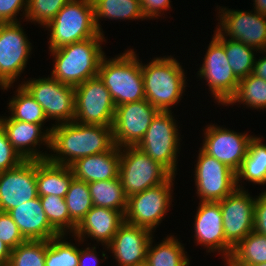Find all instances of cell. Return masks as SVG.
Masks as SVG:
<instances>
[{
	"instance_id": "1",
	"label": "cell",
	"mask_w": 266,
	"mask_h": 266,
	"mask_svg": "<svg viewBox=\"0 0 266 266\" xmlns=\"http://www.w3.org/2000/svg\"><path fill=\"white\" fill-rule=\"evenodd\" d=\"M51 130L48 160L70 166L76 160L109 151L115 144L112 126L68 122L54 125Z\"/></svg>"
},
{
	"instance_id": "2",
	"label": "cell",
	"mask_w": 266,
	"mask_h": 266,
	"mask_svg": "<svg viewBox=\"0 0 266 266\" xmlns=\"http://www.w3.org/2000/svg\"><path fill=\"white\" fill-rule=\"evenodd\" d=\"M141 70L145 99L158 111L171 112L187 86L181 64L171 55L156 57L146 64L141 61Z\"/></svg>"
},
{
	"instance_id": "3",
	"label": "cell",
	"mask_w": 266,
	"mask_h": 266,
	"mask_svg": "<svg viewBox=\"0 0 266 266\" xmlns=\"http://www.w3.org/2000/svg\"><path fill=\"white\" fill-rule=\"evenodd\" d=\"M105 37H92L84 41L49 50L53 56L51 76L73 87L97 77L99 65L105 53L102 42Z\"/></svg>"
},
{
	"instance_id": "4",
	"label": "cell",
	"mask_w": 266,
	"mask_h": 266,
	"mask_svg": "<svg viewBox=\"0 0 266 266\" xmlns=\"http://www.w3.org/2000/svg\"><path fill=\"white\" fill-rule=\"evenodd\" d=\"M134 49L114 58H102L98 77L108 89L115 106L145 99L141 61Z\"/></svg>"
},
{
	"instance_id": "5",
	"label": "cell",
	"mask_w": 266,
	"mask_h": 266,
	"mask_svg": "<svg viewBox=\"0 0 266 266\" xmlns=\"http://www.w3.org/2000/svg\"><path fill=\"white\" fill-rule=\"evenodd\" d=\"M44 28L50 31L49 50L104 37L95 26L92 0H70Z\"/></svg>"
},
{
	"instance_id": "6",
	"label": "cell",
	"mask_w": 266,
	"mask_h": 266,
	"mask_svg": "<svg viewBox=\"0 0 266 266\" xmlns=\"http://www.w3.org/2000/svg\"><path fill=\"white\" fill-rule=\"evenodd\" d=\"M172 175L137 146L120 148L119 178L127 197L166 182Z\"/></svg>"
},
{
	"instance_id": "7",
	"label": "cell",
	"mask_w": 266,
	"mask_h": 266,
	"mask_svg": "<svg viewBox=\"0 0 266 266\" xmlns=\"http://www.w3.org/2000/svg\"><path fill=\"white\" fill-rule=\"evenodd\" d=\"M172 113L159 111L137 147L176 175L181 134Z\"/></svg>"
},
{
	"instance_id": "8",
	"label": "cell",
	"mask_w": 266,
	"mask_h": 266,
	"mask_svg": "<svg viewBox=\"0 0 266 266\" xmlns=\"http://www.w3.org/2000/svg\"><path fill=\"white\" fill-rule=\"evenodd\" d=\"M175 177L176 175H172L166 182L128 197L125 222L155 232L153 230L161 224L172 205Z\"/></svg>"
},
{
	"instance_id": "9",
	"label": "cell",
	"mask_w": 266,
	"mask_h": 266,
	"mask_svg": "<svg viewBox=\"0 0 266 266\" xmlns=\"http://www.w3.org/2000/svg\"><path fill=\"white\" fill-rule=\"evenodd\" d=\"M214 32L197 76L206 81L214 100L224 106L235 95L239 79L229 65L224 38L216 30Z\"/></svg>"
},
{
	"instance_id": "10",
	"label": "cell",
	"mask_w": 266,
	"mask_h": 266,
	"mask_svg": "<svg viewBox=\"0 0 266 266\" xmlns=\"http://www.w3.org/2000/svg\"><path fill=\"white\" fill-rule=\"evenodd\" d=\"M23 82L21 85L41 105L48 120L49 118L56 120L55 125L74 121L75 88L73 86L63 84L49 75Z\"/></svg>"
},
{
	"instance_id": "11",
	"label": "cell",
	"mask_w": 266,
	"mask_h": 266,
	"mask_svg": "<svg viewBox=\"0 0 266 266\" xmlns=\"http://www.w3.org/2000/svg\"><path fill=\"white\" fill-rule=\"evenodd\" d=\"M31 51L32 45L20 22L0 23L1 89H10L19 79L31 57Z\"/></svg>"
},
{
	"instance_id": "12",
	"label": "cell",
	"mask_w": 266,
	"mask_h": 266,
	"mask_svg": "<svg viewBox=\"0 0 266 266\" xmlns=\"http://www.w3.org/2000/svg\"><path fill=\"white\" fill-rule=\"evenodd\" d=\"M75 88V122L89 125L112 126L115 103L97 76Z\"/></svg>"
},
{
	"instance_id": "13",
	"label": "cell",
	"mask_w": 266,
	"mask_h": 266,
	"mask_svg": "<svg viewBox=\"0 0 266 266\" xmlns=\"http://www.w3.org/2000/svg\"><path fill=\"white\" fill-rule=\"evenodd\" d=\"M217 9H219L217 17L220 23L218 22L216 31L223 38L229 37L230 40L242 42L264 54L266 51V15L254 9L249 12L231 10L226 7L222 8V6Z\"/></svg>"
},
{
	"instance_id": "14",
	"label": "cell",
	"mask_w": 266,
	"mask_h": 266,
	"mask_svg": "<svg viewBox=\"0 0 266 266\" xmlns=\"http://www.w3.org/2000/svg\"><path fill=\"white\" fill-rule=\"evenodd\" d=\"M198 151L194 170L196 194L202 202H219L237 188L236 173L201 148Z\"/></svg>"
},
{
	"instance_id": "15",
	"label": "cell",
	"mask_w": 266,
	"mask_h": 266,
	"mask_svg": "<svg viewBox=\"0 0 266 266\" xmlns=\"http://www.w3.org/2000/svg\"><path fill=\"white\" fill-rule=\"evenodd\" d=\"M159 111L146 99L116 107L112 125L114 144L137 146Z\"/></svg>"
},
{
	"instance_id": "16",
	"label": "cell",
	"mask_w": 266,
	"mask_h": 266,
	"mask_svg": "<svg viewBox=\"0 0 266 266\" xmlns=\"http://www.w3.org/2000/svg\"><path fill=\"white\" fill-rule=\"evenodd\" d=\"M203 131L204 141L201 149L237 173L253 136L215 124L207 125Z\"/></svg>"
},
{
	"instance_id": "17",
	"label": "cell",
	"mask_w": 266,
	"mask_h": 266,
	"mask_svg": "<svg viewBox=\"0 0 266 266\" xmlns=\"http://www.w3.org/2000/svg\"><path fill=\"white\" fill-rule=\"evenodd\" d=\"M255 202L248 190L238 188L219 201L224 236L232 248L253 231Z\"/></svg>"
},
{
	"instance_id": "18",
	"label": "cell",
	"mask_w": 266,
	"mask_h": 266,
	"mask_svg": "<svg viewBox=\"0 0 266 266\" xmlns=\"http://www.w3.org/2000/svg\"><path fill=\"white\" fill-rule=\"evenodd\" d=\"M38 197L36 160H24L19 166L0 172V212Z\"/></svg>"
},
{
	"instance_id": "19",
	"label": "cell",
	"mask_w": 266,
	"mask_h": 266,
	"mask_svg": "<svg viewBox=\"0 0 266 266\" xmlns=\"http://www.w3.org/2000/svg\"><path fill=\"white\" fill-rule=\"evenodd\" d=\"M0 126L5 131L10 144L24 160H45L47 153L38 150L37 145L50 149L51 128L44 130V124L13 120L10 116H0ZM43 130V132H42Z\"/></svg>"
},
{
	"instance_id": "20",
	"label": "cell",
	"mask_w": 266,
	"mask_h": 266,
	"mask_svg": "<svg viewBox=\"0 0 266 266\" xmlns=\"http://www.w3.org/2000/svg\"><path fill=\"white\" fill-rule=\"evenodd\" d=\"M198 205L193 224L197 245L205 246L208 253L218 252L223 259H228L233 248L224 236L220 203L200 201Z\"/></svg>"
},
{
	"instance_id": "21",
	"label": "cell",
	"mask_w": 266,
	"mask_h": 266,
	"mask_svg": "<svg viewBox=\"0 0 266 266\" xmlns=\"http://www.w3.org/2000/svg\"><path fill=\"white\" fill-rule=\"evenodd\" d=\"M152 234L150 229L124 222L106 249L114 255L117 266H142Z\"/></svg>"
},
{
	"instance_id": "22",
	"label": "cell",
	"mask_w": 266,
	"mask_h": 266,
	"mask_svg": "<svg viewBox=\"0 0 266 266\" xmlns=\"http://www.w3.org/2000/svg\"><path fill=\"white\" fill-rule=\"evenodd\" d=\"M125 222L124 214L115 209L93 206L77 225L71 236L83 243L85 238L96 240L108 247L119 227ZM77 238V239H76Z\"/></svg>"
},
{
	"instance_id": "23",
	"label": "cell",
	"mask_w": 266,
	"mask_h": 266,
	"mask_svg": "<svg viewBox=\"0 0 266 266\" xmlns=\"http://www.w3.org/2000/svg\"><path fill=\"white\" fill-rule=\"evenodd\" d=\"M8 214L25 240L48 241L60 234L50 225L39 196L11 209Z\"/></svg>"
},
{
	"instance_id": "24",
	"label": "cell",
	"mask_w": 266,
	"mask_h": 266,
	"mask_svg": "<svg viewBox=\"0 0 266 266\" xmlns=\"http://www.w3.org/2000/svg\"><path fill=\"white\" fill-rule=\"evenodd\" d=\"M120 148L76 160L70 165L74 178L91 183L119 178Z\"/></svg>"
},
{
	"instance_id": "25",
	"label": "cell",
	"mask_w": 266,
	"mask_h": 266,
	"mask_svg": "<svg viewBox=\"0 0 266 266\" xmlns=\"http://www.w3.org/2000/svg\"><path fill=\"white\" fill-rule=\"evenodd\" d=\"M74 178L70 166L55 164L48 159L36 160V183L38 196L64 197Z\"/></svg>"
},
{
	"instance_id": "26",
	"label": "cell",
	"mask_w": 266,
	"mask_h": 266,
	"mask_svg": "<svg viewBox=\"0 0 266 266\" xmlns=\"http://www.w3.org/2000/svg\"><path fill=\"white\" fill-rule=\"evenodd\" d=\"M253 184H266V144L262 143L261 137L253 138L249 142L246 157L243 159L239 171L236 173V187L245 189L241 180ZM241 181V182H240Z\"/></svg>"
},
{
	"instance_id": "27",
	"label": "cell",
	"mask_w": 266,
	"mask_h": 266,
	"mask_svg": "<svg viewBox=\"0 0 266 266\" xmlns=\"http://www.w3.org/2000/svg\"><path fill=\"white\" fill-rule=\"evenodd\" d=\"M151 238L147 249L146 266H189L190 259L183 244L173 235L153 245Z\"/></svg>"
},
{
	"instance_id": "28",
	"label": "cell",
	"mask_w": 266,
	"mask_h": 266,
	"mask_svg": "<svg viewBox=\"0 0 266 266\" xmlns=\"http://www.w3.org/2000/svg\"><path fill=\"white\" fill-rule=\"evenodd\" d=\"M96 29L103 34L100 20H144L140 0H92Z\"/></svg>"
},
{
	"instance_id": "29",
	"label": "cell",
	"mask_w": 266,
	"mask_h": 266,
	"mask_svg": "<svg viewBox=\"0 0 266 266\" xmlns=\"http://www.w3.org/2000/svg\"><path fill=\"white\" fill-rule=\"evenodd\" d=\"M93 206L115 209L125 214L128 197L120 178L87 183Z\"/></svg>"
},
{
	"instance_id": "30",
	"label": "cell",
	"mask_w": 266,
	"mask_h": 266,
	"mask_svg": "<svg viewBox=\"0 0 266 266\" xmlns=\"http://www.w3.org/2000/svg\"><path fill=\"white\" fill-rule=\"evenodd\" d=\"M228 259L238 266L266 263V235L252 231L233 248Z\"/></svg>"
},
{
	"instance_id": "31",
	"label": "cell",
	"mask_w": 266,
	"mask_h": 266,
	"mask_svg": "<svg viewBox=\"0 0 266 266\" xmlns=\"http://www.w3.org/2000/svg\"><path fill=\"white\" fill-rule=\"evenodd\" d=\"M14 93L15 96L8 103L9 114L13 120L35 124H44L48 121L41 105L21 84Z\"/></svg>"
},
{
	"instance_id": "32",
	"label": "cell",
	"mask_w": 266,
	"mask_h": 266,
	"mask_svg": "<svg viewBox=\"0 0 266 266\" xmlns=\"http://www.w3.org/2000/svg\"><path fill=\"white\" fill-rule=\"evenodd\" d=\"M235 103L245 104L250 109H266V81L253 73L240 79L235 95L225 106Z\"/></svg>"
},
{
	"instance_id": "33",
	"label": "cell",
	"mask_w": 266,
	"mask_h": 266,
	"mask_svg": "<svg viewBox=\"0 0 266 266\" xmlns=\"http://www.w3.org/2000/svg\"><path fill=\"white\" fill-rule=\"evenodd\" d=\"M224 50L234 75L240 80L253 73L255 51L257 50L242 42L224 38Z\"/></svg>"
},
{
	"instance_id": "34",
	"label": "cell",
	"mask_w": 266,
	"mask_h": 266,
	"mask_svg": "<svg viewBox=\"0 0 266 266\" xmlns=\"http://www.w3.org/2000/svg\"><path fill=\"white\" fill-rule=\"evenodd\" d=\"M39 198L50 225L60 235L73 234L77 225L70 219L65 198L54 195L39 196Z\"/></svg>"
},
{
	"instance_id": "35",
	"label": "cell",
	"mask_w": 266,
	"mask_h": 266,
	"mask_svg": "<svg viewBox=\"0 0 266 266\" xmlns=\"http://www.w3.org/2000/svg\"><path fill=\"white\" fill-rule=\"evenodd\" d=\"M70 219L78 225L93 207L88 184L73 178L65 195Z\"/></svg>"
},
{
	"instance_id": "36",
	"label": "cell",
	"mask_w": 266,
	"mask_h": 266,
	"mask_svg": "<svg viewBox=\"0 0 266 266\" xmlns=\"http://www.w3.org/2000/svg\"><path fill=\"white\" fill-rule=\"evenodd\" d=\"M65 234L48 240L45 266H78L80 249L65 240Z\"/></svg>"
},
{
	"instance_id": "37",
	"label": "cell",
	"mask_w": 266,
	"mask_h": 266,
	"mask_svg": "<svg viewBox=\"0 0 266 266\" xmlns=\"http://www.w3.org/2000/svg\"><path fill=\"white\" fill-rule=\"evenodd\" d=\"M48 241L26 240L11 250L7 266H45Z\"/></svg>"
},
{
	"instance_id": "38",
	"label": "cell",
	"mask_w": 266,
	"mask_h": 266,
	"mask_svg": "<svg viewBox=\"0 0 266 266\" xmlns=\"http://www.w3.org/2000/svg\"><path fill=\"white\" fill-rule=\"evenodd\" d=\"M69 1L70 0H28L25 19L31 23H38L44 28Z\"/></svg>"
},
{
	"instance_id": "39",
	"label": "cell",
	"mask_w": 266,
	"mask_h": 266,
	"mask_svg": "<svg viewBox=\"0 0 266 266\" xmlns=\"http://www.w3.org/2000/svg\"><path fill=\"white\" fill-rule=\"evenodd\" d=\"M0 240L11 250L26 241L12 217L6 212H0Z\"/></svg>"
},
{
	"instance_id": "40",
	"label": "cell",
	"mask_w": 266,
	"mask_h": 266,
	"mask_svg": "<svg viewBox=\"0 0 266 266\" xmlns=\"http://www.w3.org/2000/svg\"><path fill=\"white\" fill-rule=\"evenodd\" d=\"M24 159L10 144L5 131L0 126V172L19 166Z\"/></svg>"
},
{
	"instance_id": "41",
	"label": "cell",
	"mask_w": 266,
	"mask_h": 266,
	"mask_svg": "<svg viewBox=\"0 0 266 266\" xmlns=\"http://www.w3.org/2000/svg\"><path fill=\"white\" fill-rule=\"evenodd\" d=\"M27 5L28 0H0V23L20 22L16 16L21 10L25 17Z\"/></svg>"
},
{
	"instance_id": "42",
	"label": "cell",
	"mask_w": 266,
	"mask_h": 266,
	"mask_svg": "<svg viewBox=\"0 0 266 266\" xmlns=\"http://www.w3.org/2000/svg\"><path fill=\"white\" fill-rule=\"evenodd\" d=\"M253 231L266 235V191L256 197Z\"/></svg>"
},
{
	"instance_id": "43",
	"label": "cell",
	"mask_w": 266,
	"mask_h": 266,
	"mask_svg": "<svg viewBox=\"0 0 266 266\" xmlns=\"http://www.w3.org/2000/svg\"><path fill=\"white\" fill-rule=\"evenodd\" d=\"M145 19H154L162 16V11L167 12L171 8V0H140Z\"/></svg>"
},
{
	"instance_id": "44",
	"label": "cell",
	"mask_w": 266,
	"mask_h": 266,
	"mask_svg": "<svg viewBox=\"0 0 266 266\" xmlns=\"http://www.w3.org/2000/svg\"><path fill=\"white\" fill-rule=\"evenodd\" d=\"M96 251V247H87L85 249H80L79 255V263L78 266H100L99 257L97 256L98 253Z\"/></svg>"
},
{
	"instance_id": "45",
	"label": "cell",
	"mask_w": 266,
	"mask_h": 266,
	"mask_svg": "<svg viewBox=\"0 0 266 266\" xmlns=\"http://www.w3.org/2000/svg\"><path fill=\"white\" fill-rule=\"evenodd\" d=\"M266 54V51H265ZM263 57V58H262ZM255 59L253 74L266 81V55Z\"/></svg>"
},
{
	"instance_id": "46",
	"label": "cell",
	"mask_w": 266,
	"mask_h": 266,
	"mask_svg": "<svg viewBox=\"0 0 266 266\" xmlns=\"http://www.w3.org/2000/svg\"><path fill=\"white\" fill-rule=\"evenodd\" d=\"M11 249L0 240V266H7L10 260Z\"/></svg>"
},
{
	"instance_id": "47",
	"label": "cell",
	"mask_w": 266,
	"mask_h": 266,
	"mask_svg": "<svg viewBox=\"0 0 266 266\" xmlns=\"http://www.w3.org/2000/svg\"><path fill=\"white\" fill-rule=\"evenodd\" d=\"M256 12L266 15V0H253Z\"/></svg>"
},
{
	"instance_id": "48",
	"label": "cell",
	"mask_w": 266,
	"mask_h": 266,
	"mask_svg": "<svg viewBox=\"0 0 266 266\" xmlns=\"http://www.w3.org/2000/svg\"><path fill=\"white\" fill-rule=\"evenodd\" d=\"M225 260H226V265L227 266H238V265L232 263L229 259H224V262H225Z\"/></svg>"
},
{
	"instance_id": "49",
	"label": "cell",
	"mask_w": 266,
	"mask_h": 266,
	"mask_svg": "<svg viewBox=\"0 0 266 266\" xmlns=\"http://www.w3.org/2000/svg\"><path fill=\"white\" fill-rule=\"evenodd\" d=\"M248 266H266V263L254 264V265H248Z\"/></svg>"
}]
</instances>
